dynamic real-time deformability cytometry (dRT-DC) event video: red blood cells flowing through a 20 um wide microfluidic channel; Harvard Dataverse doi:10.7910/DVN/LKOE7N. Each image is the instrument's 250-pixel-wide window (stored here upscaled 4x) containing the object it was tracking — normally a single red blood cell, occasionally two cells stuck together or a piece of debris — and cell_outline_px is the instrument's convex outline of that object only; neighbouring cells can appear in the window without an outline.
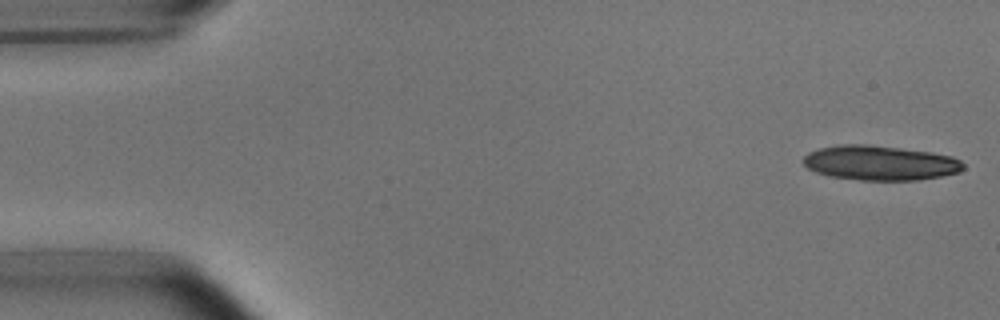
{"species": "common noctule bat (a hibernating species)", "species_latin": "Nyctalus noctula", "temperature_condition": "room temperature", "stored_images_in_passage": 18, "camera_frame_rate_fps": 3000, "um_per_image_px": 0.085, "animal": {"sex": "male", "body_mass_g": 15.6}, "frame": {"image": 1, "passage_image": 1, "time_ms": 0.0, "image_size_px": [1000, 320], "cell_outline_px": [[964, 168], [960, 172], [940, 176], [916, 180], [860, 180], [832, 176], [816, 172], [808, 168], [804, 164], [804, 156], [808, 152], [820, 148], [840, 144], [864, 144], [900, 148], [932, 152], [952, 156], [960, 160], [964, 164]], "centroid_in_image_um": [74.82, 13.84], "position_along_channel_um": 10.2, "area_um2": 32.25}}
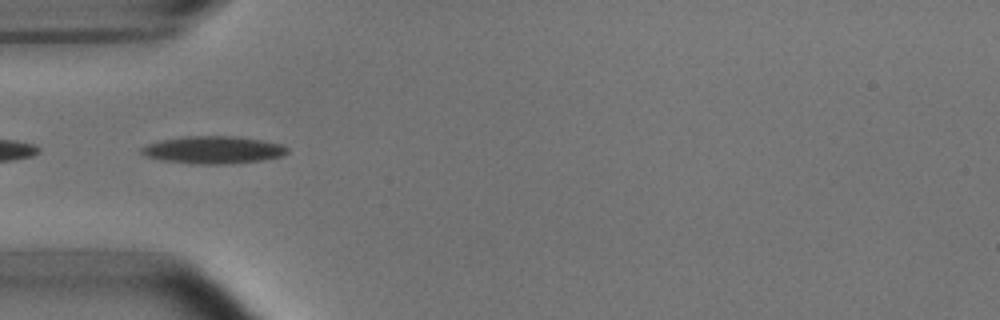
{"frame": {"image": 2, "passage_image": 16, "time_ms": 5.0, "image_size_px": [1000, 320], "cell_outline_px": [[288, 152], [284, 156], [260, 160], [224, 164], [196, 164], [164, 160], [148, 156], [140, 152], [140, 148], [148, 144], [160, 140], [184, 136], [232, 136], [264, 140], [280, 144], [288, 148]], "centroid_in_image_um": [18.15, 12.73], "position_along_channel_um": 66.9, "area_um2": 23.18}}